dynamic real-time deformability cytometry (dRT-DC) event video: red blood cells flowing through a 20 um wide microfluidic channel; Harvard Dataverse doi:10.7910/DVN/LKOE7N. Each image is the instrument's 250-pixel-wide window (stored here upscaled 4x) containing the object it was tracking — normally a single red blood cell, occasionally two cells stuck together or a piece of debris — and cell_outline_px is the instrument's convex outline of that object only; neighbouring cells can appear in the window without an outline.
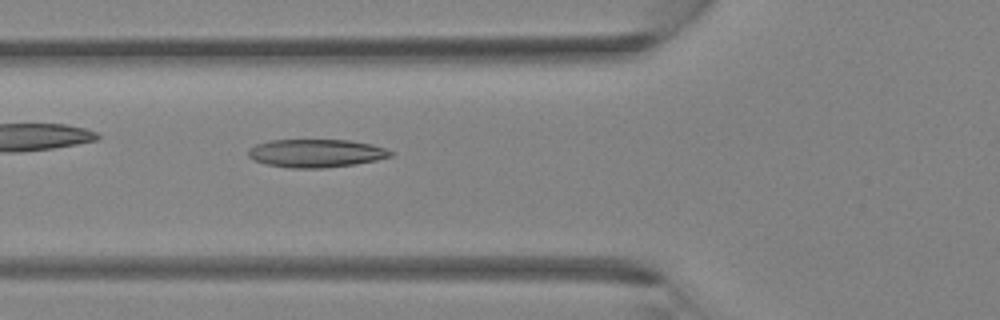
{"species": "Egyptian fruit bat (a non-hibernating species)", "species_latin": "Rousettus aegyptiacus", "temperature_condition": "room temperature", "stored_images_in_passage": 20, "camera_frame_rate_fps": 3000, "um_per_image_px": 0.085, "animal": {"sex": "female"}, "frame": {"image": 1, "passage_image": 6, "time_ms": 1.667, "image_size_px": [1000, 320], "cell_outline_px": [[396, 152], [392, 156], [376, 160], [356, 164], [324, 168], [288, 168], [268, 164], [252, 160], [248, 156], [248, 148], [256, 144], [272, 140], [348, 140], [372, 144]], "centroid_in_image_um": [26.87, 13.03], "position_along_channel_um": 98.9, "area_um2": 23.47}}
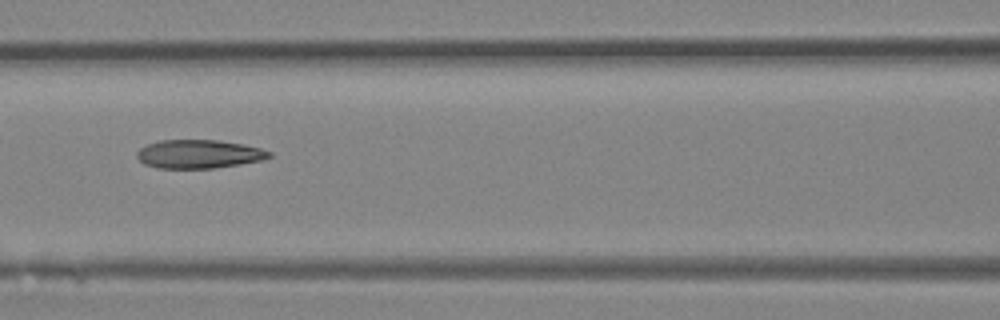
{"frame": {"image": 2, "passage_image": 9, "time_ms": 2.667, "image_size_px": [1000, 320], "cell_outline_px": [[272, 156], [260, 160], [240, 164], [212, 168], [160, 168], [144, 164], [136, 156], [136, 152], [140, 148], [148, 144], [160, 140], [216, 140], [244, 144], [260, 148], [272, 152]], "centroid_in_image_um": [16.9, 13.09], "position_along_channel_um": 149.7, "area_um2": 21.91}}